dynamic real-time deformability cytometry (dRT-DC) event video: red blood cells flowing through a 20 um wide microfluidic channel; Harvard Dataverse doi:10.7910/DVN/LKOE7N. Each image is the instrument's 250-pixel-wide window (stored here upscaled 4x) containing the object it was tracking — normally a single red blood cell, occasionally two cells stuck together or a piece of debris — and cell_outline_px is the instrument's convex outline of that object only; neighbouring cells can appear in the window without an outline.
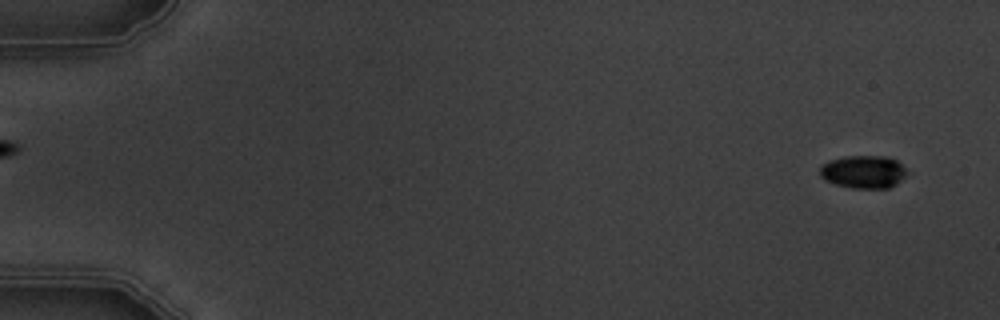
{"species": "common noctule bat (a hibernating species)", "species_latin": "Nyctalus noctula", "temperature_condition": "warm", "stored_images_in_passage": 6, "segment_of_instrument_passage": [2, 2], "camera_frame_rate_fps": 3000, "um_per_image_px": 0.085, "animal": {"sex": "male", "body_mass_g": 19.5, "forearm_length_mm": 54.6}, "frame": {"image": 1, "passage_image": 6, "time_ms": 6.0, "image_size_px": [1000, 320], "cell_outline_px": [[908, 172], [896, 184], [888, 188], [852, 188], [836, 184], [824, 180], [820, 176], [820, 164], [828, 160], [844, 156], [884, 156], [896, 160]], "centroid_in_image_um": [73.34, 14.6], "position_along_channel_um": 11.7, "area_um2": 16.7}}